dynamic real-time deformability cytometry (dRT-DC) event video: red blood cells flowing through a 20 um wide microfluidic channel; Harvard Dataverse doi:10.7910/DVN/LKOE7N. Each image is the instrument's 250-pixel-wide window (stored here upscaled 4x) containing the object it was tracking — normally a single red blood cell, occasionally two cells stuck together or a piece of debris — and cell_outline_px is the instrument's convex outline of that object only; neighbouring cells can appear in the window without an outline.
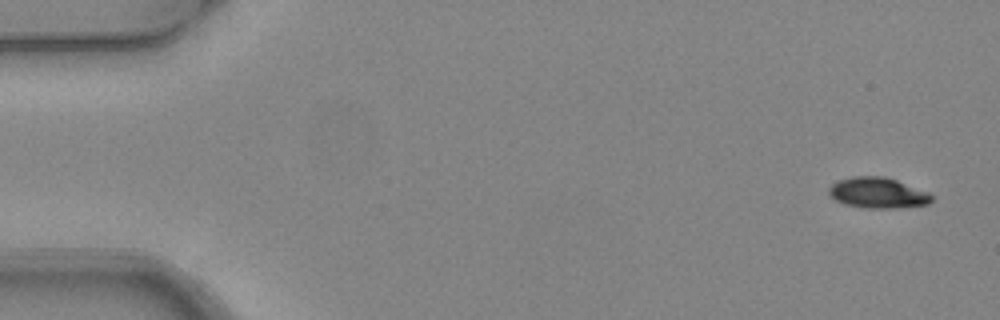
{"species": "common noctule bat (a hibernating species)", "species_latin": "Nyctalus noctula", "temperature_condition": "warm", "stored_images_in_passage": 4, "camera_frame_rate_fps": 3000, "um_per_image_px": 0.085, "animal": {"sex": "female", "body_mass_g": 24.6, "forearm_length_mm": 56.2}, "frame": {"image": 1, "passage_image": 1, "time_ms": 0.0, "image_size_px": [1000, 320], "cell_outline_px": [[932, 200], [928, 204], [896, 208], [864, 208], [844, 204], [836, 200], [828, 192], [828, 188], [832, 184], [840, 180], [852, 176], [884, 176], [896, 180], [928, 192], [932, 196]], "centroid_in_image_um": [74.6, 16.39], "position_along_channel_um": 10.4, "area_um2": 18.26}}